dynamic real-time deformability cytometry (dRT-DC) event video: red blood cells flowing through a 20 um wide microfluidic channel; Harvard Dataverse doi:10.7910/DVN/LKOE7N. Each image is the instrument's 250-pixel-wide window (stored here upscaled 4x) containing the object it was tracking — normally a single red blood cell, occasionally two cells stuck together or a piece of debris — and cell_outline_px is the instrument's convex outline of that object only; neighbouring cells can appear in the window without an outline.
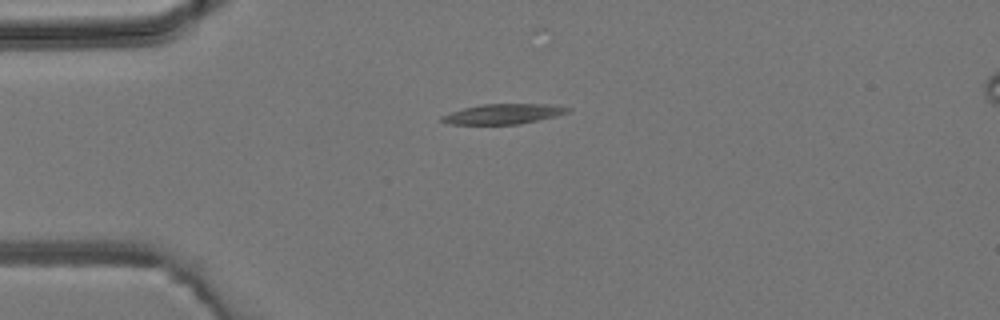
{"species": "common noctule bat (a hibernating species)", "species_latin": "Nyctalus noctula", "temperature_condition": "room temperature", "stored_images_in_passage": 4, "camera_frame_rate_fps": 3000, "um_per_image_px": 0.085, "animal": {"sex": "male", "body_mass_g": 19.2, "forearm_length_mm": 51.8}, "frame": {"image": 1, "passage_image": 4, "time_ms": 3.667, "image_size_px": [1000, 320], "cell_outline_px": [[572, 108], [568, 112], [556, 116], [520, 124], [448, 124], [440, 120], [440, 116], [464, 108], [480, 104], [552, 104]], "centroid_in_image_um": [42.79, 9.68], "position_along_channel_um": 42.2, "area_um2": 14.74}}